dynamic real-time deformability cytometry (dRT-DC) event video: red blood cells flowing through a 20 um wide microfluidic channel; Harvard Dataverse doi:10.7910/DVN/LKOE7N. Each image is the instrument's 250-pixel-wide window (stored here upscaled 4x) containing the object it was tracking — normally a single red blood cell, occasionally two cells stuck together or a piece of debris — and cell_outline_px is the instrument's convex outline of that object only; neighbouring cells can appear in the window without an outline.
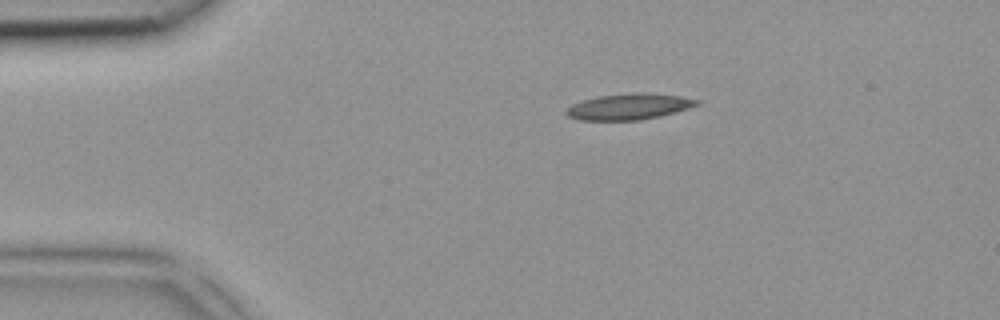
{"species": "common noctule bat (a hibernating species)", "species_latin": "Nyctalus noctula", "temperature_condition": "room temperature", "stored_images_in_passage": 3, "camera_frame_rate_fps": 3000, "um_per_image_px": 0.085, "animal": {"sex": "female", "body_mass_g": 18.4}, "frame": {"image": 1, "passage_image": 1, "time_ms": 0.0, "image_size_px": [1000, 320], "cell_outline_px": [[700, 104], [676, 112], [660, 116], [640, 120], [580, 120], [568, 116], [564, 112], [572, 104], [596, 96], [636, 92], [648, 92], [680, 96], [700, 100]], "centroid_in_image_um": [53.48, 9.05], "position_along_channel_um": 31.5, "area_um2": 19.88}}
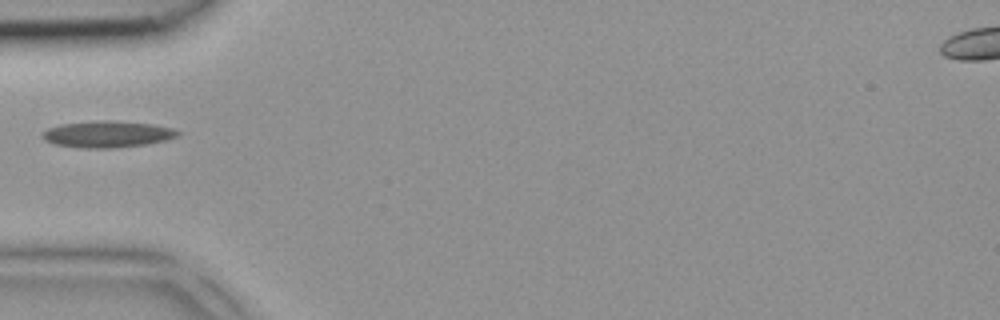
{"frame": {"image": 2, "passage_image": 3, "time_ms": 0.667, "image_size_px": [1000, 320], "cell_outline_px": [[180, 136], [164, 140], [144, 144], [112, 148], [80, 148], [56, 144], [44, 140], [40, 136], [40, 132], [48, 128], [64, 124], [108, 120], [152, 124], [176, 128], [180, 132]], "centroid_in_image_um": [9.13, 11.41], "position_along_channel_um": 75.9, "area_um2": 20.81}}